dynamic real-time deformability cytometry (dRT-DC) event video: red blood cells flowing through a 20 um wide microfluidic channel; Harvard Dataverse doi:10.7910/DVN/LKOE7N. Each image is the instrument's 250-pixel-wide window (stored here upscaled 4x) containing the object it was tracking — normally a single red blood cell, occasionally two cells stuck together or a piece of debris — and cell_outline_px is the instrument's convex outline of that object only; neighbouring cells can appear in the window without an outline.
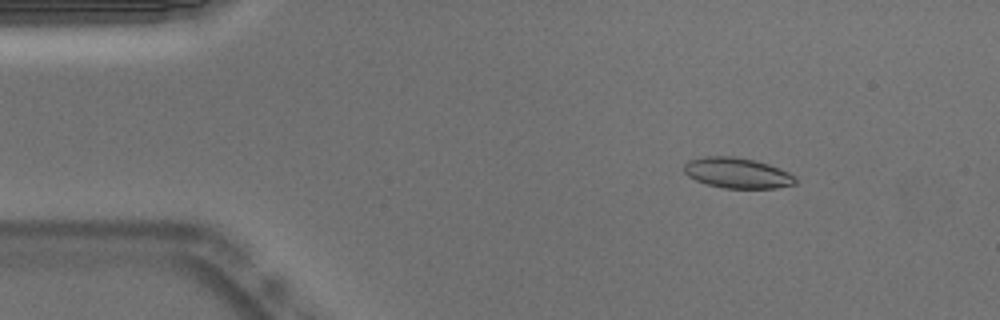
{"species": "Egyptian fruit bat (a non-hibernating species)", "species_latin": "Rousettus aegyptiacus", "temperature_condition": "warm", "stored_images_in_passage": 49, "camera_frame_rate_fps": 3000, "um_per_image_px": 0.085, "animal": {"sex": "male"}, "frame": {"image": 1, "passage_image": 3, "time_ms": 0.667, "image_size_px": [1000, 320], "cell_outline_px": [[796, 184], [776, 188], [724, 188], [708, 184], [696, 180], [688, 176], [684, 172], [684, 164], [688, 160], [704, 156], [736, 156], [756, 160], [768, 164], [788, 172], [796, 176]], "centroid_in_image_um": [62.67, 14.69], "position_along_channel_um": 22.3, "area_um2": 19.88}}
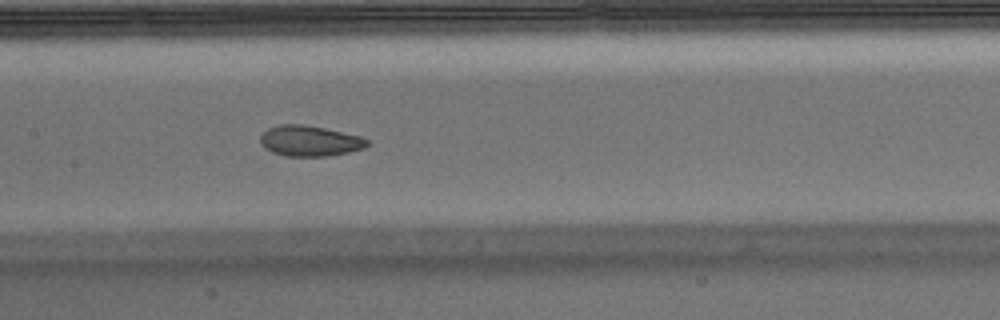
{"frame": {"image": 2, "passage_image": 21, "time_ms": 6.667, "image_size_px": [1000, 320], "cell_outline_px": [[368, 144], [364, 148], [348, 152], [328, 156], [284, 156], [272, 152], [264, 148], [260, 144], [260, 136], [268, 128], [280, 124], [304, 124], [324, 128], [360, 136], [368, 140]], "centroid_in_image_um": [26.29, 11.98], "position_along_channel_um": 181.1, "area_um2": 19.07}}
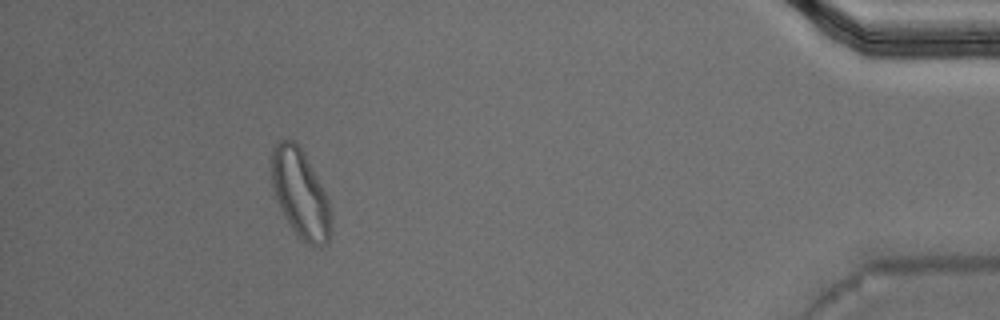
{"frame": {"image": 3, "passage_image": 44, "time_ms": 14.333, "image_size_px": [1000, 320], "cell_outline_px": [[332, 228], [328, 244], [320, 248], [312, 248], [292, 228], [284, 216], [276, 200], [272, 184], [272, 148], [276, 140], [296, 140], [316, 176], [328, 200], [332, 216]], "centroid_in_image_um": [25.54, 16.5], "position_along_channel_um": 409.7, "area_um2": 30.63}, "authors_computed_cell_mechanics": {"area_um2": 19.8832, "velocity_mm_per_s": 3.7728, "shape_relaxation_time_tau1_ms": 7.7193, "shape_relaxation_time_tau2_ms": 1.3635, "deformation_change_tau1": 0.1674, "deformation_change_tau2": 0.0572}}